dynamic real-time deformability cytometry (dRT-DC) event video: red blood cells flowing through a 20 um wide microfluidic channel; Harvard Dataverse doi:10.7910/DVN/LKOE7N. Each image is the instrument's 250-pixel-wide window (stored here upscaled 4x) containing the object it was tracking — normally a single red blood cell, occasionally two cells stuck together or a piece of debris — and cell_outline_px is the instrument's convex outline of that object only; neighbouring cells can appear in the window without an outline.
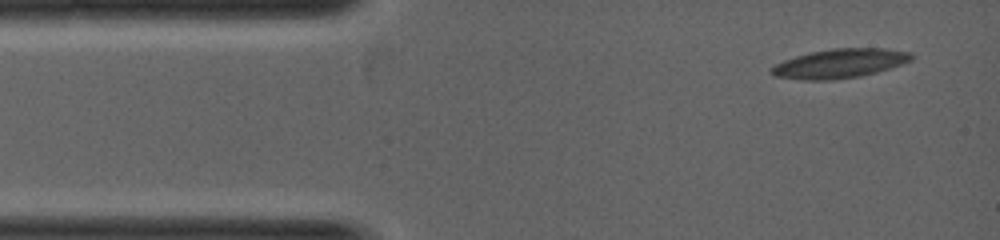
{"species": "common noctule bat (a hibernating species)", "species_latin": "Nyctalus noctula", "temperature_condition": "warm", "stored_images_in_passage": 5, "camera_frame_rate_fps": 5000, "um_per_image_px": 0.085, "animal": {"sex": "female", "body_mass_g": 19.0, "forearm_length_mm": 53.3}, "frame": {"image": 1, "passage_image": 1, "time_ms": 0.0, "image_size_px": [1000, 240], "cell_outline_px": [[916, 56], [912, 60], [876, 72], [860, 76], [832, 80], [800, 80], [772, 76], [768, 72], [768, 68], [784, 60], [796, 56], [812, 52], [832, 48], [884, 48], [912, 52]], "centroid_in_image_um": [71.34, 5.4], "position_along_channel_um": 13.7, "area_um2": 23.99}}
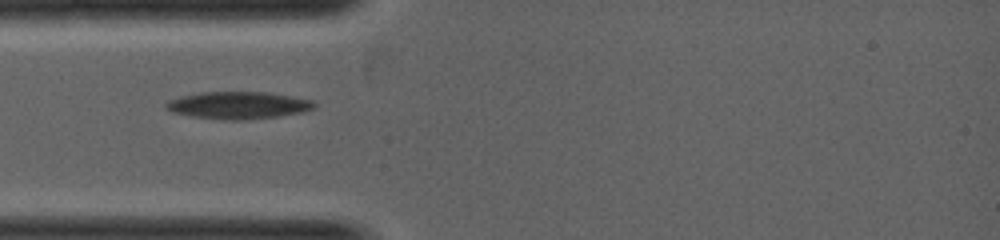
{"frame": {"image": 2, "passage_image": 4, "time_ms": 1.4, "image_size_px": [1000, 240], "cell_outline_px": [[316, 108], [304, 112], [280, 116], [244, 120], [224, 120], [192, 116], [172, 112], [164, 108], [164, 104], [168, 100], [180, 96], [200, 92], [268, 92], [292, 96], [312, 100], [316, 104]], "centroid_in_image_um": [20.25, 8.95], "position_along_channel_um": 64.7, "area_um2": 23.81}}
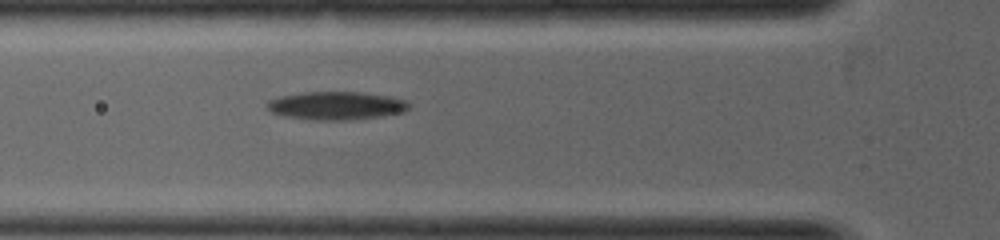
{"frame": {"image": 3, "passage_image": 5, "time_ms": 1.8, "image_size_px": [1000, 240], "cell_outline_px": [[412, 104], [404, 112], [380, 116], [348, 120], [312, 120], [284, 116], [268, 112], [264, 104], [268, 100], [280, 96], [300, 92], [360, 92], [388, 96], [404, 100]], "centroid_in_image_um": [28.5, 8.98], "position_along_channel_um": 97.3, "area_um2": 23.52}}